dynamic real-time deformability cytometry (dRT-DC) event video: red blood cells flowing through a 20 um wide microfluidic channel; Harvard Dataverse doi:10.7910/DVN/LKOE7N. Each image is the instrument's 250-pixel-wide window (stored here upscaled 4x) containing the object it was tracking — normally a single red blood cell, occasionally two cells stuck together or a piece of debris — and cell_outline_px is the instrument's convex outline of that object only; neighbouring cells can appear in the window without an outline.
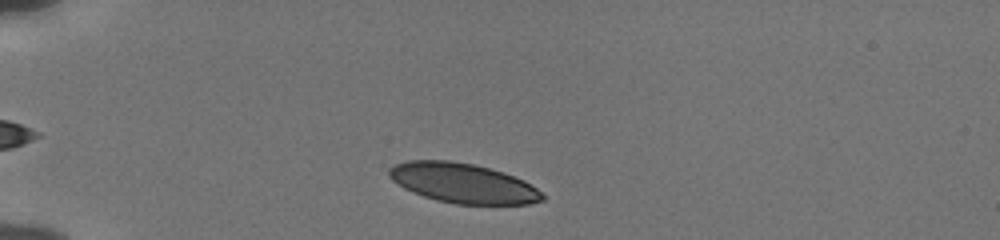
{"species": "human", "species_latin": "Homo sapiens", "temperature_condition": "cold", "stored_images_in_passage": 42, "camera_frame_rate_fps": 3000, "um_per_image_px": 0.085, "donor": {"sex": "male"}, "frame": {"image": 1, "passage_image": 3, "time_ms": 0.667, "image_size_px": [1000, 240], "cell_outline_px": [[544, 200], [528, 204], [456, 204], [436, 200], [424, 196], [404, 188], [392, 180], [388, 176], [388, 168], [396, 164], [408, 160], [448, 160], [472, 164], [504, 172], [524, 180], [536, 188], [544, 196]], "centroid_in_image_um": [39.33, 15.56], "position_along_channel_um": 45.7, "area_um2": 35.37}}
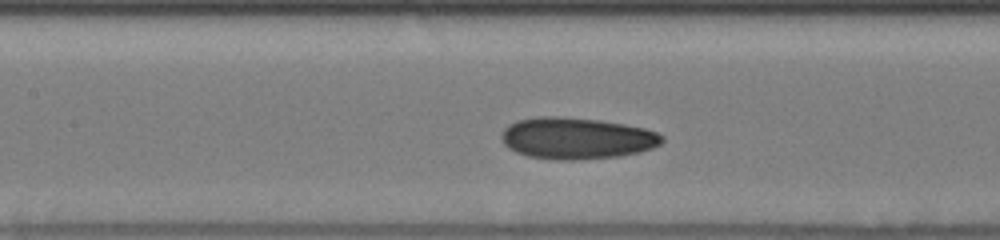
{"frame": {"image": 2, "passage_image": 15, "time_ms": 4.667, "image_size_px": [1000, 240], "cell_outline_px": [[664, 140], [660, 144], [652, 148], [640, 152], [620, 156], [580, 160], [560, 160], [528, 156], [516, 152], [508, 148], [504, 144], [500, 136], [504, 128], [508, 124], [516, 120], [536, 116], [560, 116], [600, 120], [624, 124], [644, 128], [656, 132], [664, 136]], "centroid_in_image_um": [48.99, 11.75], "position_along_channel_um": 158.4, "area_um2": 39.25}}
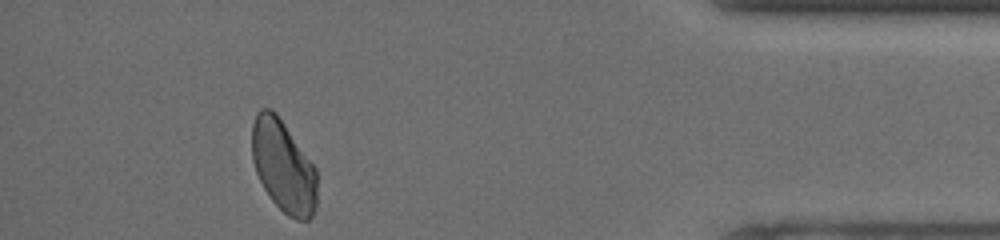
{"frame": {"image": 3, "passage_image": 38, "time_ms": 12.333, "image_size_px": [1000, 240], "cell_outline_px": [[316, 208], [312, 216], [308, 220], [296, 220], [288, 216], [272, 200], [264, 188], [256, 172], [252, 160], [252, 124], [256, 112], [260, 108], [272, 108], [276, 112], [316, 168]], "centroid_in_image_um": [24.07, 14.11], "position_along_channel_um": 411.1, "area_um2": 34.97}, "authors_computed_cell_mechanics": {"area_um2": 37.0498, "velocity_mm_per_s": 3.8282, "shape_relaxation_time_tau1_ms": 3.7815, "shape_relaxation_time_tau2_ms": 2.7857, "deformation_change_tau1": 0.1112, "deformation_change_tau2": 0.0792}}